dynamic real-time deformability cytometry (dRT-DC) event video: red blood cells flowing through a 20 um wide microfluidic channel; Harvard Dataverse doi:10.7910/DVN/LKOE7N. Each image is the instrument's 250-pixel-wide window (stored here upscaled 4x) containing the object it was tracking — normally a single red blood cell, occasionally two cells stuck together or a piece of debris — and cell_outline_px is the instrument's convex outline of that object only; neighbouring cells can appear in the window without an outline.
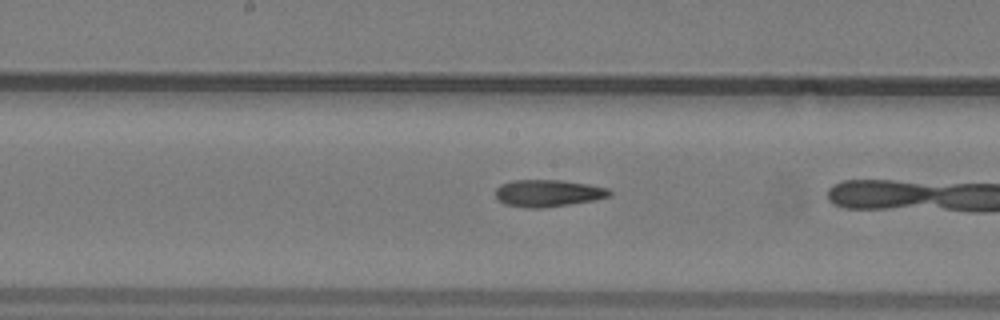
{"species": "common noctule bat (a hibernating species)", "species_latin": "Nyctalus noctula", "temperature_condition": "warm", "stored_images_in_passage": 28, "camera_frame_rate_fps": 3000, "um_per_image_px": 0.085, "animal": {"sex": "male", "body_mass_g": 19.2, "forearm_length_mm": 51.8}, "frame": {"image": 1, "passage_image": 16, "time_ms": 5.0, "image_size_px": [1000, 320], "cell_outline_px": [[612, 196], [592, 200], [568, 204], [540, 208], [524, 208], [504, 204], [496, 196], [496, 188], [500, 184], [512, 180], [560, 180], [588, 184], [608, 188], [612, 192]], "centroid_in_image_um": [46.57, 16.41], "position_along_channel_um": 201.6, "area_um2": 17.92}}